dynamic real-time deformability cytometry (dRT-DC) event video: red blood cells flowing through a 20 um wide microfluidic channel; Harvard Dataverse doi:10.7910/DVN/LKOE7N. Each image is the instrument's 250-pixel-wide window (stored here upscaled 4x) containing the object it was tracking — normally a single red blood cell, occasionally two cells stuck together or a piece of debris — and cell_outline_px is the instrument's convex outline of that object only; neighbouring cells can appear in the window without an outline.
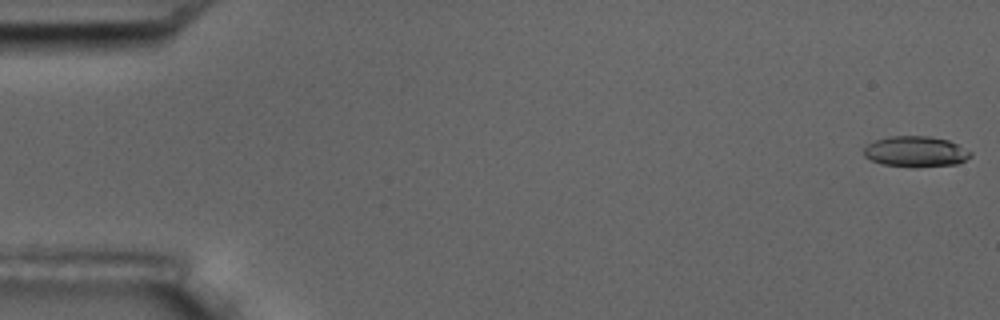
{"species": "common noctule bat (a hibernating species)", "species_latin": "Nyctalus noctula", "temperature_condition": "room temperature", "stored_images_in_passage": 8, "camera_frame_rate_fps": 3000, "um_per_image_px": 0.085, "animal": {"sex": "male", "body_mass_g": 17.5, "forearm_length_mm": 52.3}, "frame": {"image": 1, "passage_image": 1, "time_ms": 0.0, "image_size_px": [1000, 320], "cell_outline_px": [[972, 156], [956, 164], [880, 164], [864, 156], [864, 148], [868, 144], [876, 140], [888, 136], [928, 136], [948, 140], [972, 152]], "centroid_in_image_um": [77.81, 12.83], "position_along_channel_um": 7.2, "area_um2": 18.09}}
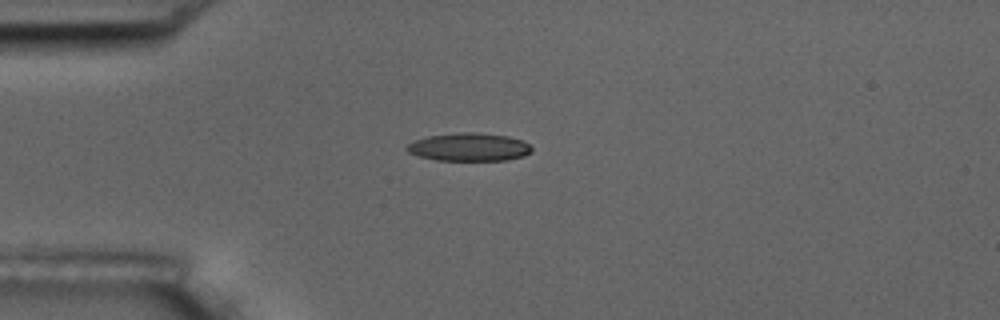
{"frame": {"image": 2, "passage_image": 5, "time_ms": 4.667, "image_size_px": [1000, 320], "cell_outline_px": [[532, 152], [524, 156], [508, 160], [436, 160], [420, 156], [408, 152], [404, 148], [412, 140], [428, 136], [460, 132], [476, 132], [508, 136], [524, 140], [532, 148]], "centroid_in_image_um": [39.88, 12.49], "position_along_channel_um": 45.1, "area_um2": 20.58}}